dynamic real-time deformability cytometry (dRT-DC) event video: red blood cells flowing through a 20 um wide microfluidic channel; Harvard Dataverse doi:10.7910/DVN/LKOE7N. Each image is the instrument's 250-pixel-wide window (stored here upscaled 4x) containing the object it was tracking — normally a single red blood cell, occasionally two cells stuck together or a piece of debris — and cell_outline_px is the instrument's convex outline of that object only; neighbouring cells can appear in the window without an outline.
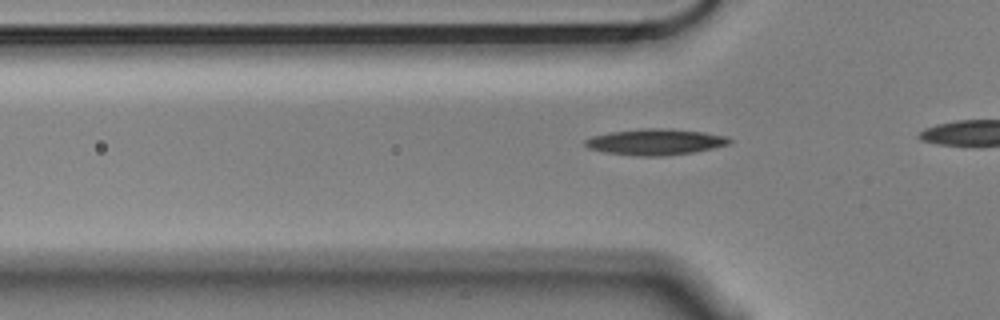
{"species": "Egyptian fruit bat (a non-hibernating species)", "species_latin": "Rousettus aegyptiacus", "temperature_condition": "cold", "stored_images_in_passage": 8, "camera_frame_rate_fps": 3000, "um_per_image_px": 0.085, "animal": {"sex": "male"}, "frame": {"image": 1, "passage_image": 2, "time_ms": 0.333, "image_size_px": [1000, 320], "cell_outline_px": [[732, 140], [728, 144], [712, 148], [692, 152], [664, 156], [636, 156], [604, 152], [588, 148], [584, 144], [584, 140], [592, 136], [612, 132], [640, 128], [672, 128], [704, 132], [728, 136]], "centroid_in_image_um": [55.7, 12.05], "position_along_channel_um": 70.1, "area_um2": 22.02}}
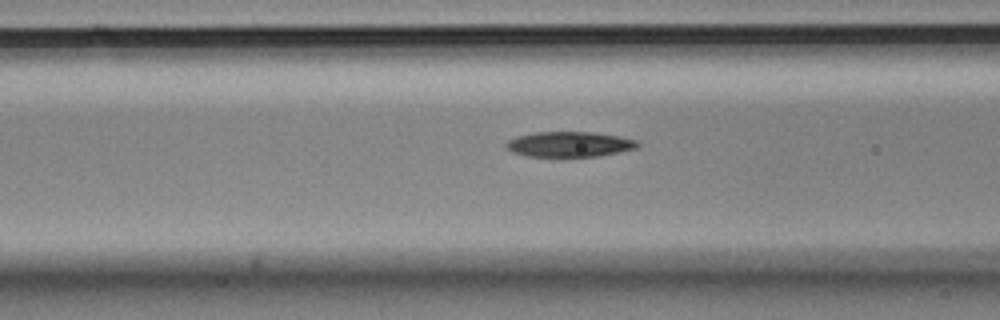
{"frame": {"image": 2, "passage_image": 6, "time_ms": 1.667, "image_size_px": [1000, 320], "cell_outline_px": [[640, 144], [636, 148], [596, 156], [560, 160], [524, 156], [512, 152], [504, 144], [508, 140], [520, 136], [536, 132], [592, 132], [616, 136], [636, 140]], "centroid_in_image_um": [48.32, 12.32], "position_along_channel_um": 118.3, "area_um2": 20.0}}